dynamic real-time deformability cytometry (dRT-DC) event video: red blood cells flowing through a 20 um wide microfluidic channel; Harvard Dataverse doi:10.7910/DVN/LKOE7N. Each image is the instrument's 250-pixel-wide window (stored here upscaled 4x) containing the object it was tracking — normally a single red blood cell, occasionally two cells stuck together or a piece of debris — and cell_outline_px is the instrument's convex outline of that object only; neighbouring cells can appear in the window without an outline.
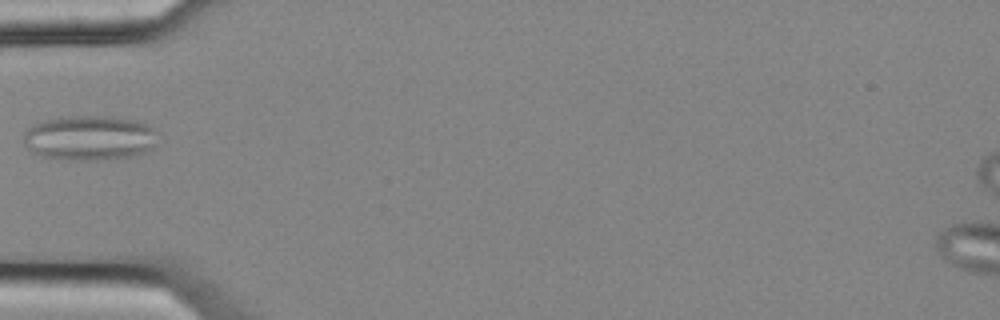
{"species": "common noctule bat (a hibernating species)", "species_latin": "Nyctalus noctula", "temperature_condition": "cold", "stored_images_in_passage": 4, "camera_frame_rate_fps": 3000, "um_per_image_px": 0.085, "animal": {"sex": "female", "body_mass_g": 25.1}, "frame": {"image": 1, "passage_image": 4, "time_ms": 1.0, "image_size_px": [1000, 320], "cell_outline_px": [[156, 144], [148, 152], [132, 156], [96, 160], [68, 160], [40, 156], [32, 152], [24, 144], [24, 132], [32, 124], [44, 120], [60, 116], [112, 116], [136, 120], [152, 124], [156, 132]], "centroid_in_image_um": [7.63, 11.71], "position_along_channel_um": 77.4, "area_um2": 35.78}}